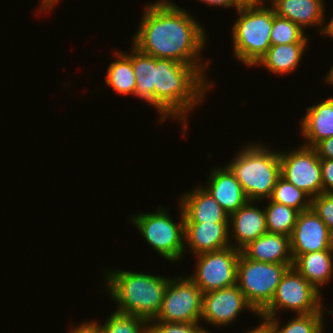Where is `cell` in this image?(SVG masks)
<instances>
[{
    "mask_svg": "<svg viewBox=\"0 0 333 333\" xmlns=\"http://www.w3.org/2000/svg\"><path fill=\"white\" fill-rule=\"evenodd\" d=\"M138 29L132 43L148 55L187 65L210 63L200 61L207 43L203 26L187 10L169 0L145 6Z\"/></svg>",
    "mask_w": 333,
    "mask_h": 333,
    "instance_id": "6da1fadb",
    "label": "cell"
},
{
    "mask_svg": "<svg viewBox=\"0 0 333 333\" xmlns=\"http://www.w3.org/2000/svg\"><path fill=\"white\" fill-rule=\"evenodd\" d=\"M209 65H187L171 59L155 58V100L188 128L187 117L203 101L212 83L206 80Z\"/></svg>",
    "mask_w": 333,
    "mask_h": 333,
    "instance_id": "7a4b0ae2",
    "label": "cell"
},
{
    "mask_svg": "<svg viewBox=\"0 0 333 333\" xmlns=\"http://www.w3.org/2000/svg\"><path fill=\"white\" fill-rule=\"evenodd\" d=\"M106 290L117 302L115 311L153 320L160 311L167 277L125 270L106 272Z\"/></svg>",
    "mask_w": 333,
    "mask_h": 333,
    "instance_id": "3957f363",
    "label": "cell"
},
{
    "mask_svg": "<svg viewBox=\"0 0 333 333\" xmlns=\"http://www.w3.org/2000/svg\"><path fill=\"white\" fill-rule=\"evenodd\" d=\"M226 165L235 175L249 201L269 199L281 177L280 151L273 152L267 147L248 144Z\"/></svg>",
    "mask_w": 333,
    "mask_h": 333,
    "instance_id": "277c9868",
    "label": "cell"
},
{
    "mask_svg": "<svg viewBox=\"0 0 333 333\" xmlns=\"http://www.w3.org/2000/svg\"><path fill=\"white\" fill-rule=\"evenodd\" d=\"M233 24L232 40L236 59L246 66H255L271 46L273 8L240 7Z\"/></svg>",
    "mask_w": 333,
    "mask_h": 333,
    "instance_id": "5b68a950",
    "label": "cell"
},
{
    "mask_svg": "<svg viewBox=\"0 0 333 333\" xmlns=\"http://www.w3.org/2000/svg\"><path fill=\"white\" fill-rule=\"evenodd\" d=\"M168 210L159 208L154 213H139L131 218V222L144 240L163 258L171 262L182 260L185 253L184 213L180 205V222H174ZM180 259V260H179Z\"/></svg>",
    "mask_w": 333,
    "mask_h": 333,
    "instance_id": "8992f818",
    "label": "cell"
},
{
    "mask_svg": "<svg viewBox=\"0 0 333 333\" xmlns=\"http://www.w3.org/2000/svg\"><path fill=\"white\" fill-rule=\"evenodd\" d=\"M293 264L258 262L242 252L237 264V285L260 314L272 301L283 275Z\"/></svg>",
    "mask_w": 333,
    "mask_h": 333,
    "instance_id": "52a82bcc",
    "label": "cell"
},
{
    "mask_svg": "<svg viewBox=\"0 0 333 333\" xmlns=\"http://www.w3.org/2000/svg\"><path fill=\"white\" fill-rule=\"evenodd\" d=\"M320 292L292 266L283 275L270 304L258 316L276 317L279 309L296 314L323 312Z\"/></svg>",
    "mask_w": 333,
    "mask_h": 333,
    "instance_id": "ba28073f",
    "label": "cell"
},
{
    "mask_svg": "<svg viewBox=\"0 0 333 333\" xmlns=\"http://www.w3.org/2000/svg\"><path fill=\"white\" fill-rule=\"evenodd\" d=\"M183 277L170 278L160 311L149 322L199 323L203 292L189 277Z\"/></svg>",
    "mask_w": 333,
    "mask_h": 333,
    "instance_id": "9c48e42d",
    "label": "cell"
},
{
    "mask_svg": "<svg viewBox=\"0 0 333 333\" xmlns=\"http://www.w3.org/2000/svg\"><path fill=\"white\" fill-rule=\"evenodd\" d=\"M240 253V250L229 246L196 255V271L188 277L203 293L236 285Z\"/></svg>",
    "mask_w": 333,
    "mask_h": 333,
    "instance_id": "30bf717a",
    "label": "cell"
},
{
    "mask_svg": "<svg viewBox=\"0 0 333 333\" xmlns=\"http://www.w3.org/2000/svg\"><path fill=\"white\" fill-rule=\"evenodd\" d=\"M281 177L311 198L323 193L320 158L313 147L302 145L280 152Z\"/></svg>",
    "mask_w": 333,
    "mask_h": 333,
    "instance_id": "8fae6325",
    "label": "cell"
},
{
    "mask_svg": "<svg viewBox=\"0 0 333 333\" xmlns=\"http://www.w3.org/2000/svg\"><path fill=\"white\" fill-rule=\"evenodd\" d=\"M243 310L259 315L248 303L238 285L203 293L201 320L209 325L227 326Z\"/></svg>",
    "mask_w": 333,
    "mask_h": 333,
    "instance_id": "7c38bea8",
    "label": "cell"
},
{
    "mask_svg": "<svg viewBox=\"0 0 333 333\" xmlns=\"http://www.w3.org/2000/svg\"><path fill=\"white\" fill-rule=\"evenodd\" d=\"M290 243L293 261L305 253L333 250V236L324 221L312 209L299 212Z\"/></svg>",
    "mask_w": 333,
    "mask_h": 333,
    "instance_id": "4fadbf2b",
    "label": "cell"
},
{
    "mask_svg": "<svg viewBox=\"0 0 333 333\" xmlns=\"http://www.w3.org/2000/svg\"><path fill=\"white\" fill-rule=\"evenodd\" d=\"M229 222L184 223V247L196 255L232 246ZM231 243V245H230Z\"/></svg>",
    "mask_w": 333,
    "mask_h": 333,
    "instance_id": "5bb4252c",
    "label": "cell"
},
{
    "mask_svg": "<svg viewBox=\"0 0 333 333\" xmlns=\"http://www.w3.org/2000/svg\"><path fill=\"white\" fill-rule=\"evenodd\" d=\"M207 186H202L230 215L249 202L241 184L231 170L213 168L209 174Z\"/></svg>",
    "mask_w": 333,
    "mask_h": 333,
    "instance_id": "9a60e30c",
    "label": "cell"
},
{
    "mask_svg": "<svg viewBox=\"0 0 333 333\" xmlns=\"http://www.w3.org/2000/svg\"><path fill=\"white\" fill-rule=\"evenodd\" d=\"M180 200L184 223L229 222V214L201 186L185 193Z\"/></svg>",
    "mask_w": 333,
    "mask_h": 333,
    "instance_id": "2e32d148",
    "label": "cell"
},
{
    "mask_svg": "<svg viewBox=\"0 0 333 333\" xmlns=\"http://www.w3.org/2000/svg\"><path fill=\"white\" fill-rule=\"evenodd\" d=\"M252 203L255 202L249 201L229 215V228H233L232 237L236 241V245L232 247L240 251L267 232L265 210L255 207Z\"/></svg>",
    "mask_w": 333,
    "mask_h": 333,
    "instance_id": "e0dca14e",
    "label": "cell"
},
{
    "mask_svg": "<svg viewBox=\"0 0 333 333\" xmlns=\"http://www.w3.org/2000/svg\"><path fill=\"white\" fill-rule=\"evenodd\" d=\"M241 252L258 262L293 264L290 237L266 232L244 247Z\"/></svg>",
    "mask_w": 333,
    "mask_h": 333,
    "instance_id": "ac0fdd59",
    "label": "cell"
},
{
    "mask_svg": "<svg viewBox=\"0 0 333 333\" xmlns=\"http://www.w3.org/2000/svg\"><path fill=\"white\" fill-rule=\"evenodd\" d=\"M271 7L275 14L291 20L303 30L307 26L320 27L323 25L319 31L321 34L324 32L325 6L323 0H277Z\"/></svg>",
    "mask_w": 333,
    "mask_h": 333,
    "instance_id": "d6986e66",
    "label": "cell"
},
{
    "mask_svg": "<svg viewBox=\"0 0 333 333\" xmlns=\"http://www.w3.org/2000/svg\"><path fill=\"white\" fill-rule=\"evenodd\" d=\"M132 67L136 79V89L134 96L138 99L145 100L149 105L154 106L159 111L160 121H165L172 116L155 100L154 83H155V57L148 55L134 45L132 47Z\"/></svg>",
    "mask_w": 333,
    "mask_h": 333,
    "instance_id": "ffe728a7",
    "label": "cell"
},
{
    "mask_svg": "<svg viewBox=\"0 0 333 333\" xmlns=\"http://www.w3.org/2000/svg\"><path fill=\"white\" fill-rule=\"evenodd\" d=\"M301 121V134L306 138L304 144L313 147L316 143L333 136V97L324 99L317 105L306 108Z\"/></svg>",
    "mask_w": 333,
    "mask_h": 333,
    "instance_id": "44dd1931",
    "label": "cell"
},
{
    "mask_svg": "<svg viewBox=\"0 0 333 333\" xmlns=\"http://www.w3.org/2000/svg\"><path fill=\"white\" fill-rule=\"evenodd\" d=\"M333 250L314 251L299 255L293 267L318 291L333 276Z\"/></svg>",
    "mask_w": 333,
    "mask_h": 333,
    "instance_id": "7402d4cb",
    "label": "cell"
},
{
    "mask_svg": "<svg viewBox=\"0 0 333 333\" xmlns=\"http://www.w3.org/2000/svg\"><path fill=\"white\" fill-rule=\"evenodd\" d=\"M308 43L271 45L255 65H261L276 74L291 73L298 67Z\"/></svg>",
    "mask_w": 333,
    "mask_h": 333,
    "instance_id": "603a6c76",
    "label": "cell"
},
{
    "mask_svg": "<svg viewBox=\"0 0 333 333\" xmlns=\"http://www.w3.org/2000/svg\"><path fill=\"white\" fill-rule=\"evenodd\" d=\"M117 59L110 63L107 69L106 85L122 95H134L136 79L132 67V54L118 52Z\"/></svg>",
    "mask_w": 333,
    "mask_h": 333,
    "instance_id": "cb8c5ba5",
    "label": "cell"
},
{
    "mask_svg": "<svg viewBox=\"0 0 333 333\" xmlns=\"http://www.w3.org/2000/svg\"><path fill=\"white\" fill-rule=\"evenodd\" d=\"M265 207L267 232L291 236L299 211L270 199Z\"/></svg>",
    "mask_w": 333,
    "mask_h": 333,
    "instance_id": "d4e9b609",
    "label": "cell"
},
{
    "mask_svg": "<svg viewBox=\"0 0 333 333\" xmlns=\"http://www.w3.org/2000/svg\"><path fill=\"white\" fill-rule=\"evenodd\" d=\"M323 312L310 314H297L291 321L280 328L278 317H260L265 319L270 327L271 333H322Z\"/></svg>",
    "mask_w": 333,
    "mask_h": 333,
    "instance_id": "484cf974",
    "label": "cell"
},
{
    "mask_svg": "<svg viewBox=\"0 0 333 333\" xmlns=\"http://www.w3.org/2000/svg\"><path fill=\"white\" fill-rule=\"evenodd\" d=\"M271 201L293 207L299 212L311 209V197L283 177L277 183L269 198Z\"/></svg>",
    "mask_w": 333,
    "mask_h": 333,
    "instance_id": "4316f807",
    "label": "cell"
},
{
    "mask_svg": "<svg viewBox=\"0 0 333 333\" xmlns=\"http://www.w3.org/2000/svg\"><path fill=\"white\" fill-rule=\"evenodd\" d=\"M100 333H146L149 321L131 314L114 311L104 324H98Z\"/></svg>",
    "mask_w": 333,
    "mask_h": 333,
    "instance_id": "83f0119b",
    "label": "cell"
},
{
    "mask_svg": "<svg viewBox=\"0 0 333 333\" xmlns=\"http://www.w3.org/2000/svg\"><path fill=\"white\" fill-rule=\"evenodd\" d=\"M270 41L271 45L308 43V37L299 25L287 18L278 16L273 10V25L270 33Z\"/></svg>",
    "mask_w": 333,
    "mask_h": 333,
    "instance_id": "f1b7e54d",
    "label": "cell"
},
{
    "mask_svg": "<svg viewBox=\"0 0 333 333\" xmlns=\"http://www.w3.org/2000/svg\"><path fill=\"white\" fill-rule=\"evenodd\" d=\"M146 333H212L199 323L149 322Z\"/></svg>",
    "mask_w": 333,
    "mask_h": 333,
    "instance_id": "f546056e",
    "label": "cell"
},
{
    "mask_svg": "<svg viewBox=\"0 0 333 333\" xmlns=\"http://www.w3.org/2000/svg\"><path fill=\"white\" fill-rule=\"evenodd\" d=\"M311 209L324 221L333 236V194L321 193L311 198Z\"/></svg>",
    "mask_w": 333,
    "mask_h": 333,
    "instance_id": "4dcf8cb0",
    "label": "cell"
},
{
    "mask_svg": "<svg viewBox=\"0 0 333 333\" xmlns=\"http://www.w3.org/2000/svg\"><path fill=\"white\" fill-rule=\"evenodd\" d=\"M323 193L333 194V160L320 159Z\"/></svg>",
    "mask_w": 333,
    "mask_h": 333,
    "instance_id": "1f68e13d",
    "label": "cell"
},
{
    "mask_svg": "<svg viewBox=\"0 0 333 333\" xmlns=\"http://www.w3.org/2000/svg\"><path fill=\"white\" fill-rule=\"evenodd\" d=\"M313 148L315 149L320 159L333 160V136L326 138L316 143Z\"/></svg>",
    "mask_w": 333,
    "mask_h": 333,
    "instance_id": "d6a6232c",
    "label": "cell"
},
{
    "mask_svg": "<svg viewBox=\"0 0 333 333\" xmlns=\"http://www.w3.org/2000/svg\"><path fill=\"white\" fill-rule=\"evenodd\" d=\"M69 333H100L95 322H83L81 325L70 329Z\"/></svg>",
    "mask_w": 333,
    "mask_h": 333,
    "instance_id": "836d02e7",
    "label": "cell"
},
{
    "mask_svg": "<svg viewBox=\"0 0 333 333\" xmlns=\"http://www.w3.org/2000/svg\"><path fill=\"white\" fill-rule=\"evenodd\" d=\"M199 1L200 2L202 1V3H206L207 5L216 6V7L218 6L226 8L235 7L236 10L240 8L235 3V0H199Z\"/></svg>",
    "mask_w": 333,
    "mask_h": 333,
    "instance_id": "e575fe53",
    "label": "cell"
},
{
    "mask_svg": "<svg viewBox=\"0 0 333 333\" xmlns=\"http://www.w3.org/2000/svg\"><path fill=\"white\" fill-rule=\"evenodd\" d=\"M263 320L262 323H260V325H257V327H255V329L252 330H248L247 333H271L270 327L267 323V321L265 319H261Z\"/></svg>",
    "mask_w": 333,
    "mask_h": 333,
    "instance_id": "d590c367",
    "label": "cell"
},
{
    "mask_svg": "<svg viewBox=\"0 0 333 333\" xmlns=\"http://www.w3.org/2000/svg\"><path fill=\"white\" fill-rule=\"evenodd\" d=\"M239 7H252L258 6V0H235Z\"/></svg>",
    "mask_w": 333,
    "mask_h": 333,
    "instance_id": "8d00e7d4",
    "label": "cell"
},
{
    "mask_svg": "<svg viewBox=\"0 0 333 333\" xmlns=\"http://www.w3.org/2000/svg\"><path fill=\"white\" fill-rule=\"evenodd\" d=\"M323 35H327L330 36V38H333V17H331V20L325 25Z\"/></svg>",
    "mask_w": 333,
    "mask_h": 333,
    "instance_id": "74e56055",
    "label": "cell"
},
{
    "mask_svg": "<svg viewBox=\"0 0 333 333\" xmlns=\"http://www.w3.org/2000/svg\"><path fill=\"white\" fill-rule=\"evenodd\" d=\"M40 10L41 11H50V0H41V4H40Z\"/></svg>",
    "mask_w": 333,
    "mask_h": 333,
    "instance_id": "f35d334b",
    "label": "cell"
},
{
    "mask_svg": "<svg viewBox=\"0 0 333 333\" xmlns=\"http://www.w3.org/2000/svg\"><path fill=\"white\" fill-rule=\"evenodd\" d=\"M325 82H327L328 84H332V86H333V66L327 73V75L325 77Z\"/></svg>",
    "mask_w": 333,
    "mask_h": 333,
    "instance_id": "ab89813d",
    "label": "cell"
},
{
    "mask_svg": "<svg viewBox=\"0 0 333 333\" xmlns=\"http://www.w3.org/2000/svg\"><path fill=\"white\" fill-rule=\"evenodd\" d=\"M276 1H277V0H270L271 5H272L273 3H275ZM264 3H265L264 0H258V6H262V4L264 5Z\"/></svg>",
    "mask_w": 333,
    "mask_h": 333,
    "instance_id": "60d3db41",
    "label": "cell"
},
{
    "mask_svg": "<svg viewBox=\"0 0 333 333\" xmlns=\"http://www.w3.org/2000/svg\"><path fill=\"white\" fill-rule=\"evenodd\" d=\"M58 1L59 0H50V9L53 8L55 4L57 5Z\"/></svg>",
    "mask_w": 333,
    "mask_h": 333,
    "instance_id": "b9f144b4",
    "label": "cell"
}]
</instances>
